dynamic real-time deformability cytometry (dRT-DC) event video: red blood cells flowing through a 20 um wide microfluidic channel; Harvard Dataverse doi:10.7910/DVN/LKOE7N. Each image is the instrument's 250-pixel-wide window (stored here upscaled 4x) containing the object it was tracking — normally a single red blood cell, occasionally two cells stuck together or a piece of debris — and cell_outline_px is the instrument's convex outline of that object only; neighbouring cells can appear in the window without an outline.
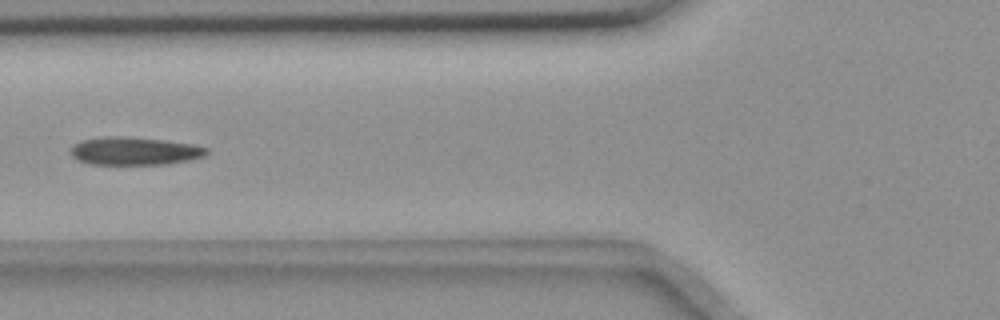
{"species": "common noctule bat (a hibernating species)", "species_latin": "Nyctalus noctula", "temperature_condition": "room temperature", "stored_images_in_passage": 5, "camera_frame_rate_fps": 3000, "um_per_image_px": 0.085, "animal": {"sex": "female", "body_mass_g": 18.4}, "frame": {"image": 1, "passage_image": 5, "time_ms": 4.667, "image_size_px": [1000, 320], "cell_outline_px": [[208, 152], [204, 156], [188, 160], [168, 164], [88, 164], [76, 160], [68, 152], [76, 144], [84, 140], [104, 136], [124, 136], [164, 140], [196, 144], [208, 148]], "centroid_in_image_um": [11.44, 12.84], "position_along_channel_um": 114.4, "area_um2": 22.25}}